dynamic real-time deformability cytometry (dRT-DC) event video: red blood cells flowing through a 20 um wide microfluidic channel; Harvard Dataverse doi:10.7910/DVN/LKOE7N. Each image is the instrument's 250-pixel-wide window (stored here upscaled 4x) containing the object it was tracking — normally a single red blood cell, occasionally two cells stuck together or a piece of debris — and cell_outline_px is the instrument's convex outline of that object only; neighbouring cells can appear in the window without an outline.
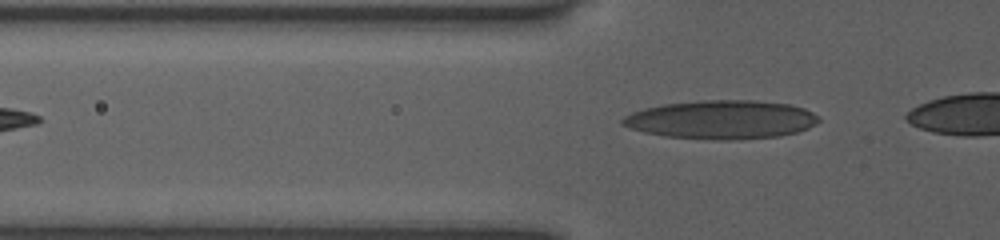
{"species": "human", "species_latin": "Homo sapiens", "temperature_condition": "room temperature", "stored_images_in_passage": 5, "camera_frame_rate_fps": 3000, "um_per_image_px": 0.085, "donor": {"sex": "female"}, "frame": {"image": 1, "passage_image": 2, "time_ms": 0.333, "image_size_px": [1000, 240], "cell_outline_px": [[820, 120], [816, 124], [808, 128], [796, 132], [780, 136], [732, 140], [720, 140], [664, 136], [644, 132], [620, 124], [620, 120], [624, 116], [632, 112], [644, 108], [664, 104], [708, 100], [752, 100], [788, 104], [804, 108], [820, 116]], "centroid_in_image_um": [61.33, 10.17], "position_along_channel_um": 64.5, "area_um2": 44.16}}